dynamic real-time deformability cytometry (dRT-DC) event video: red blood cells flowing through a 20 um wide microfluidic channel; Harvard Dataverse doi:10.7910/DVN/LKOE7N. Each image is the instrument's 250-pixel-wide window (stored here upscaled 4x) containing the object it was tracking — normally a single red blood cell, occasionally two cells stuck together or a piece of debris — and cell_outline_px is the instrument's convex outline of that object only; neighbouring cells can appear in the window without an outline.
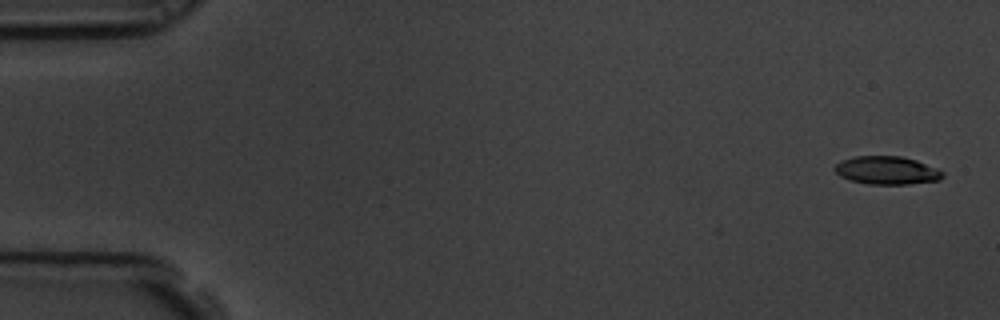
{"species": "common noctule bat (a hibernating species)", "species_latin": "Nyctalus noctula", "temperature_condition": "room temperature", "stored_images_in_passage": 6, "segment_of_instrument_passage": [1, 2], "camera_frame_rate_fps": 3000, "um_per_image_px": 0.085, "animal": {"sex": "male", "body_mass_g": 19.5, "forearm_length_mm": 54.6}, "frame": {"image": 1, "passage_image": 1, "time_ms": 0.0, "image_size_px": [1000, 320], "cell_outline_px": [[944, 176], [940, 180], [908, 184], [868, 184], [852, 180], [840, 176], [832, 168], [840, 160], [856, 156], [900, 156], [916, 160], [936, 168], [944, 172]], "centroid_in_image_um": [75.37, 14.48], "position_along_channel_um": 9.6, "area_um2": 17.69}}